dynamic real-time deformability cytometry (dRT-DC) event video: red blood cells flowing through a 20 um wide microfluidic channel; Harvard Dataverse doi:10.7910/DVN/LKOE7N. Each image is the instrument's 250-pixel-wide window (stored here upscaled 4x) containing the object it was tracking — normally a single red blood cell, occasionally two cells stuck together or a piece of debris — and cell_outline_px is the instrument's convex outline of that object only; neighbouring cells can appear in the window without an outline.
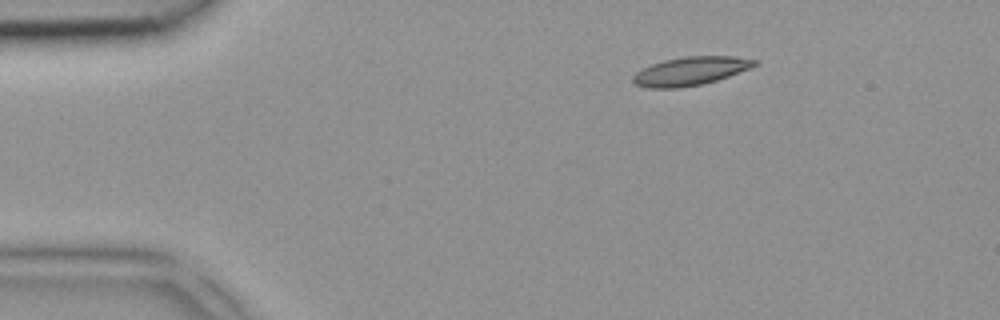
{"species": "common noctule bat (a hibernating species)", "species_latin": "Nyctalus noctula", "temperature_condition": "room temperature", "stored_images_in_passage": 6, "camera_frame_rate_fps": 3000, "um_per_image_px": 0.085, "animal": {"sex": "female", "body_mass_g": 18.4}, "frame": {"image": 1, "passage_image": 2, "time_ms": 0.333, "image_size_px": [1000, 320], "cell_outline_px": [[756, 64], [752, 68], [716, 80], [700, 84], [680, 88], [648, 88], [636, 84], [632, 80], [632, 76], [636, 72], [652, 64], [664, 60], [684, 56], [732, 56], [756, 60]], "centroid_in_image_um": [58.67, 6.04], "position_along_channel_um": 26.3, "area_um2": 20.0}}
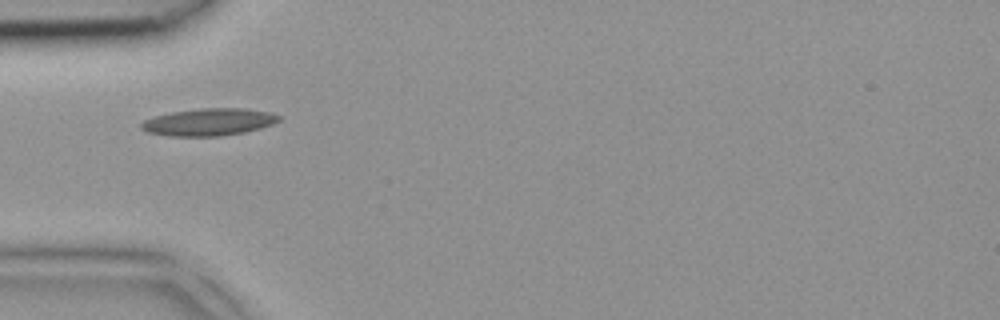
{"frame": {"image": 2, "passage_image": 4, "time_ms": 1.0, "image_size_px": [1000, 320], "cell_outline_px": [[280, 120], [272, 124], [260, 128], [244, 132], [220, 136], [168, 136], [148, 132], [140, 128], [140, 124], [144, 120], [156, 116], [172, 112], [200, 108], [244, 108], [268, 112], [280, 116]], "centroid_in_image_um": [17.74, 10.37], "position_along_channel_um": 67.3, "area_um2": 21.73}}